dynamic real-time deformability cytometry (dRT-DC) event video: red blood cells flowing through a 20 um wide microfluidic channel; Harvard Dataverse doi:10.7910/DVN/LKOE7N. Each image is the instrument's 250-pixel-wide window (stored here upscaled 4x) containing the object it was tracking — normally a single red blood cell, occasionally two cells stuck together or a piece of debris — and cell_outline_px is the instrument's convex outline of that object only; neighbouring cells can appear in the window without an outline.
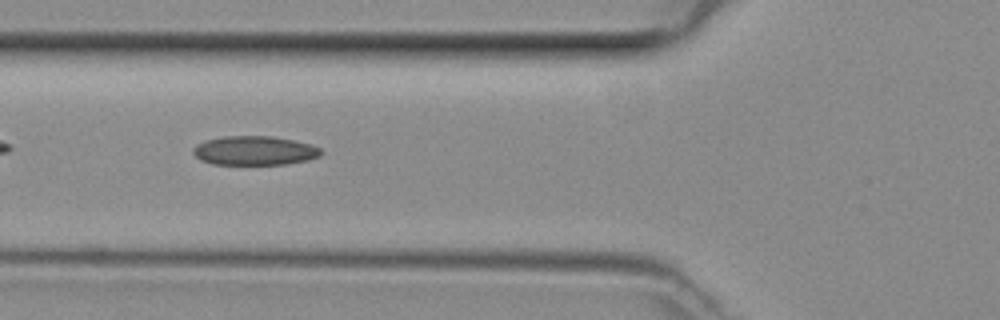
{"species": "common noctule bat (a hibernating species)", "species_latin": "Nyctalus noctula", "temperature_condition": "room temperature", "stored_images_in_passage": 31, "camera_frame_rate_fps": 3000, "um_per_image_px": 0.085, "animal": {"sex": "female", "body_mass_g": 29.2, "forearm_length_mm": 56.3}, "frame": {"image": 1, "passage_image": 5, "time_ms": 1.333, "image_size_px": [1000, 320], "cell_outline_px": [[324, 152], [320, 156], [308, 160], [288, 164], [212, 164], [200, 160], [192, 152], [192, 148], [196, 144], [204, 140], [224, 136], [272, 136], [312, 144], [320, 148]], "centroid_in_image_um": [21.63, 12.8], "position_along_channel_um": 104.2, "area_um2": 21.91}}
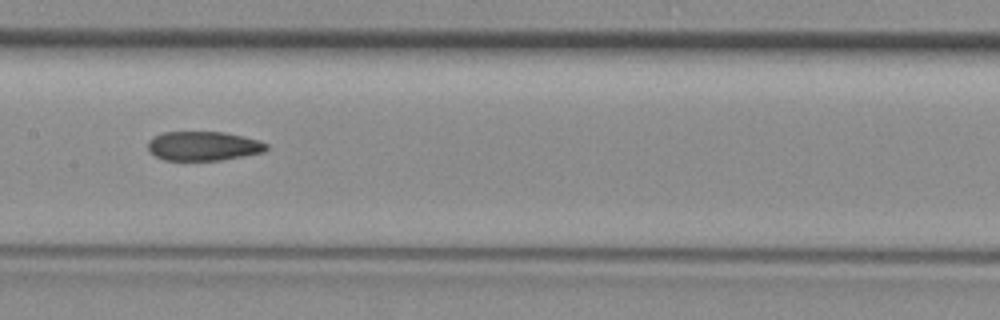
{"frame": {"image": 2, "passage_image": 11, "time_ms": 3.333, "image_size_px": [1000, 320], "cell_outline_px": [[268, 148], [264, 152], [244, 156], [220, 160], [164, 160], [156, 156], [148, 148], [148, 140], [152, 136], [164, 132], [224, 132], [256, 140], [268, 144]], "centroid_in_image_um": [17.26, 12.41], "position_along_channel_um": 190.1, "area_um2": 20.06}}
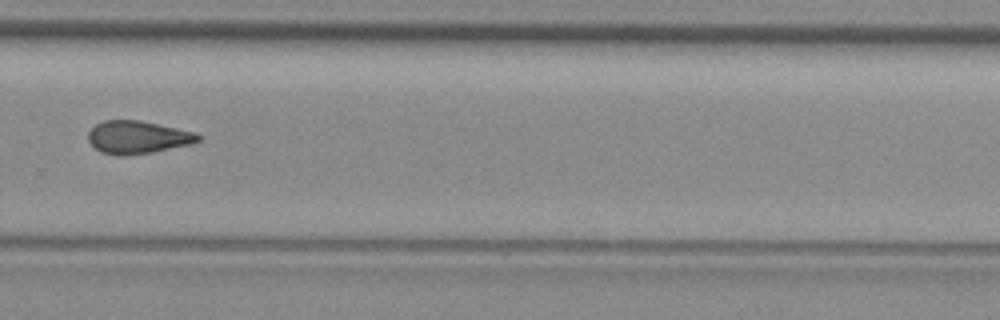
{"frame": {"image": 3, "passage_image": 20, "time_ms": 6.333, "image_size_px": [1000, 320], "cell_outline_px": [[204, 136], [200, 140], [192, 144], [152, 152], [124, 156], [116, 156], [100, 152], [88, 140], [88, 132], [96, 124], [104, 120], [140, 120], [196, 132]], "centroid_in_image_um": [11.73, 11.67], "position_along_channel_um": 318.1, "area_um2": 21.21}}